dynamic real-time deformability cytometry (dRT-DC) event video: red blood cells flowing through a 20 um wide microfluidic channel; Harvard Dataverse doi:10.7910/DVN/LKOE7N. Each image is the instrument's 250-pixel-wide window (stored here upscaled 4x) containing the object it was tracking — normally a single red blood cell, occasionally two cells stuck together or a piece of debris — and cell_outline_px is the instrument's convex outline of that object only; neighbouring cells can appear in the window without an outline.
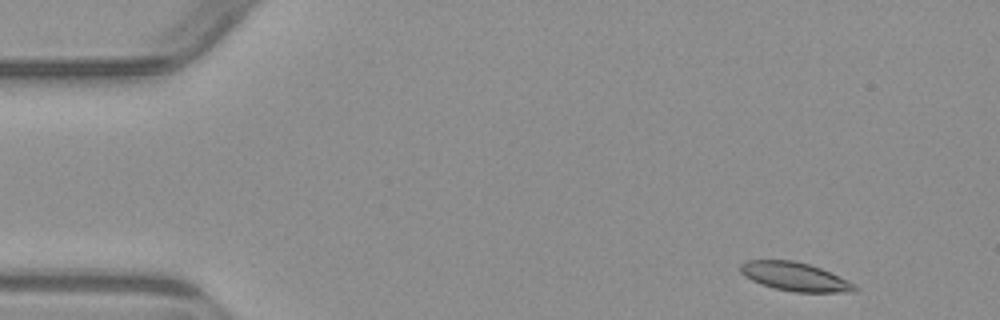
{"species": "common noctule bat (a hibernating species)", "species_latin": "Nyctalus noctula", "temperature_condition": "warm", "stored_images_in_passage": 5, "camera_frame_rate_fps": 3000, "um_per_image_px": 0.085, "animal": {"sex": "male", "body_mass_g": 23.1, "forearm_length_mm": 52.7}, "frame": {"image": 1, "passage_image": 1, "time_ms": 0.0, "image_size_px": [1000, 320], "cell_outline_px": [[860, 288], [852, 292], [796, 292], [776, 288], [760, 284], [744, 276], [740, 272], [740, 264], [748, 260], [792, 260], [808, 264], [820, 268], [848, 280], [856, 284]], "centroid_in_image_um": [67.58, 23.52], "position_along_channel_um": 17.4, "area_um2": 19.02}}
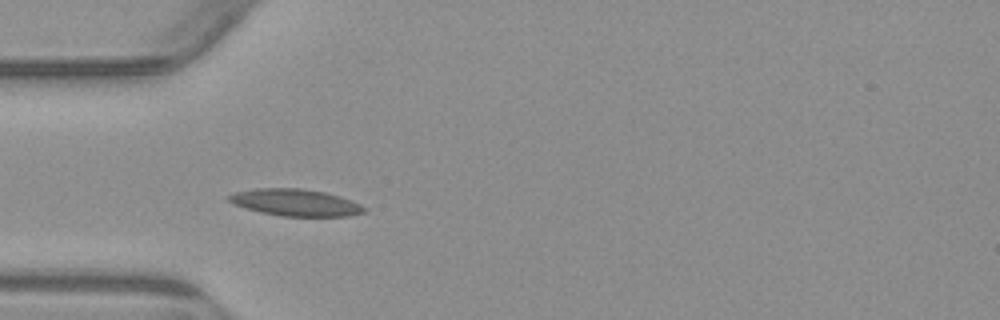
{"frame": {"image": 2, "passage_image": 4, "time_ms": 3.667, "image_size_px": [1000, 320], "cell_outline_px": [[368, 208], [364, 212], [348, 216], [280, 216], [260, 212], [244, 208], [232, 204], [224, 196], [236, 192], [256, 188], [300, 188], [324, 192], [340, 196], [352, 200]], "centroid_in_image_um": [25.08, 17.21], "position_along_channel_um": 59.9, "area_um2": 21.39}}
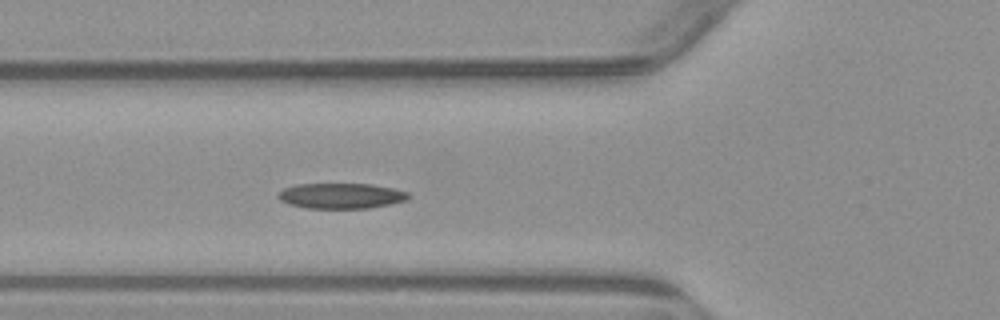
{"frame": {"image": 3, "passage_image": 5, "time_ms": 4.667, "image_size_px": [1000, 320], "cell_outline_px": [[412, 196], [408, 200], [368, 208], [308, 208], [288, 204], [280, 200], [276, 196], [284, 188], [296, 184], [372, 184], [392, 188], [408, 192]], "centroid_in_image_um": [29.0, 16.64], "position_along_channel_um": 96.8, "area_um2": 19.31}}